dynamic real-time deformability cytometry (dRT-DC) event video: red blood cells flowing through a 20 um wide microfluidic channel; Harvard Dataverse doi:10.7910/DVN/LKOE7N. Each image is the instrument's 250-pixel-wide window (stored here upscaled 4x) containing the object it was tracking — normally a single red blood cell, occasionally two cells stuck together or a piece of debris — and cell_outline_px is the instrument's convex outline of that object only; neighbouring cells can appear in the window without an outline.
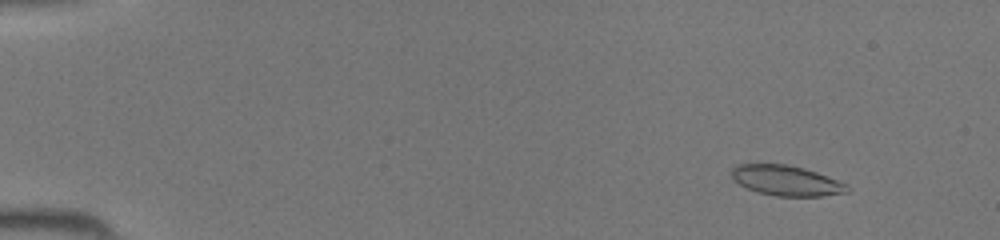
{"species": "common noctule bat (a hibernating species)", "species_latin": "Nyctalus noctula", "temperature_condition": "room temperature", "stored_images_in_passage": 46, "camera_frame_rate_fps": 3000, "um_per_image_px": 0.085, "animal": {"sex": "female", "body_mass_g": 19.5, "forearm_length_mm": 54.1}, "frame": {"image": 1, "passage_image": 5, "time_ms": 1.333, "image_size_px": [1000, 240], "cell_outline_px": [[852, 188], [848, 192], [820, 196], [776, 196], [760, 192], [748, 188], [732, 180], [732, 168], [736, 164], [788, 164], [804, 168], [816, 172], [848, 184]], "centroid_in_image_um": [66.86, 15.34], "position_along_channel_um": 18.1, "area_um2": 20.35}}
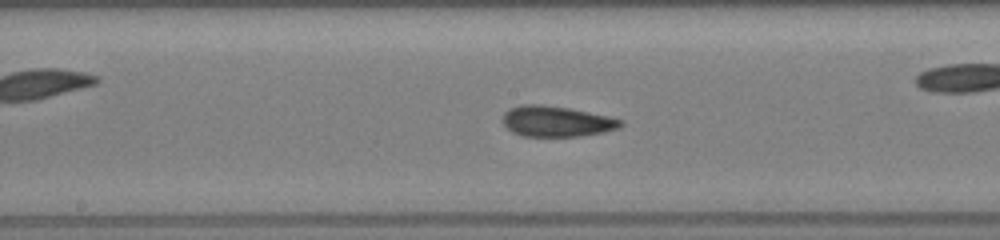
{"frame": {"image": 2, "passage_image": 25, "time_ms": 8.0, "image_size_px": [1000, 240], "cell_outline_px": [[624, 124], [620, 128], [604, 132], [580, 136], [520, 136], [512, 132], [504, 124], [504, 112], [508, 108], [520, 104], [540, 104], [568, 108], [608, 116], [624, 120]], "centroid_in_image_um": [47.31, 10.31], "position_along_channel_um": 200.9, "area_um2": 21.15}}
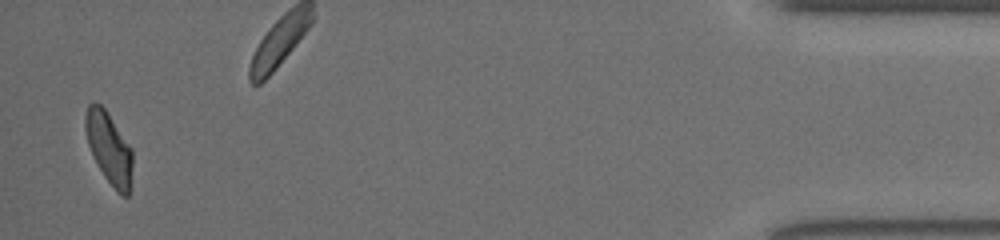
{"frame": {"image": 3, "passage_image": 45, "time_ms": 14.667, "image_size_px": [1000, 240], "cell_outline_px": [[132, 188], [128, 196], [120, 196], [116, 192], [104, 176], [88, 144], [84, 128], [84, 116], [88, 104], [100, 104], [104, 108], [132, 148]], "centroid_in_image_um": [9.29, 12.64], "position_along_channel_um": 425.9, "area_um2": 19.71}}